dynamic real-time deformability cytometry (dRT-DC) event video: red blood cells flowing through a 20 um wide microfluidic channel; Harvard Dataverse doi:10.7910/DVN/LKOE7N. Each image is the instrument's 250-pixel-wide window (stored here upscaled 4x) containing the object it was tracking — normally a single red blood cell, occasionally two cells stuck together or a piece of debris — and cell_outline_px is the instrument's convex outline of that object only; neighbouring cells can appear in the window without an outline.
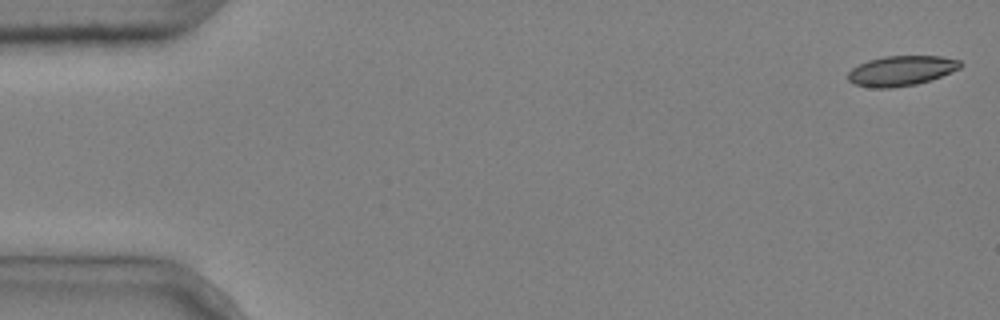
{"species": "common noctule bat (a hibernating species)", "species_latin": "Nyctalus noctula", "temperature_condition": "cold", "stored_images_in_passage": 5, "camera_frame_rate_fps": 3000, "um_per_image_px": 0.085, "animal": {"sex": "male", "body_mass_g": 20.4}, "frame": {"image": 1, "passage_image": 1, "time_ms": 0.0, "image_size_px": [1000, 320], "cell_outline_px": [[964, 64], [960, 68], [940, 76], [916, 84], [892, 88], [872, 88], [856, 84], [848, 80], [848, 72], [852, 68], [868, 60], [884, 56], [940, 56], [960, 60]], "centroid_in_image_um": [76.6, 6.01], "position_along_channel_um": 8.4, "area_um2": 19.54}}
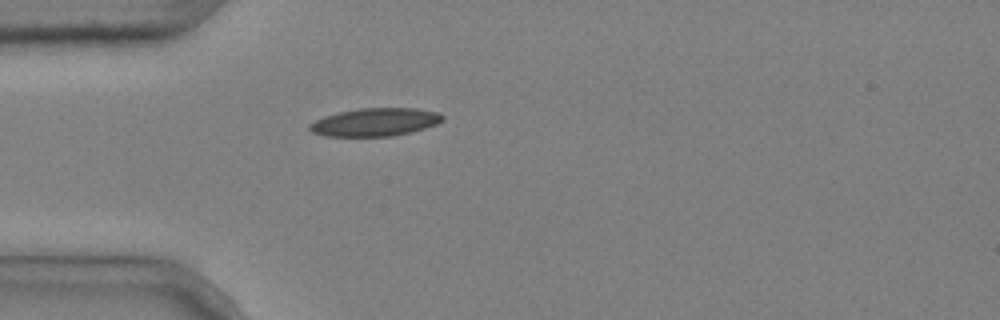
{"frame": {"image": 2, "passage_image": 5, "time_ms": 1.333, "image_size_px": [1000, 320], "cell_outline_px": [[444, 120], [436, 124], [412, 132], [392, 136], [324, 136], [312, 132], [308, 128], [308, 124], [324, 116], [340, 112], [360, 108], [416, 108], [440, 112], [444, 116]], "centroid_in_image_um": [31.9, 10.38], "position_along_channel_um": 53.1, "area_um2": 21.79}}